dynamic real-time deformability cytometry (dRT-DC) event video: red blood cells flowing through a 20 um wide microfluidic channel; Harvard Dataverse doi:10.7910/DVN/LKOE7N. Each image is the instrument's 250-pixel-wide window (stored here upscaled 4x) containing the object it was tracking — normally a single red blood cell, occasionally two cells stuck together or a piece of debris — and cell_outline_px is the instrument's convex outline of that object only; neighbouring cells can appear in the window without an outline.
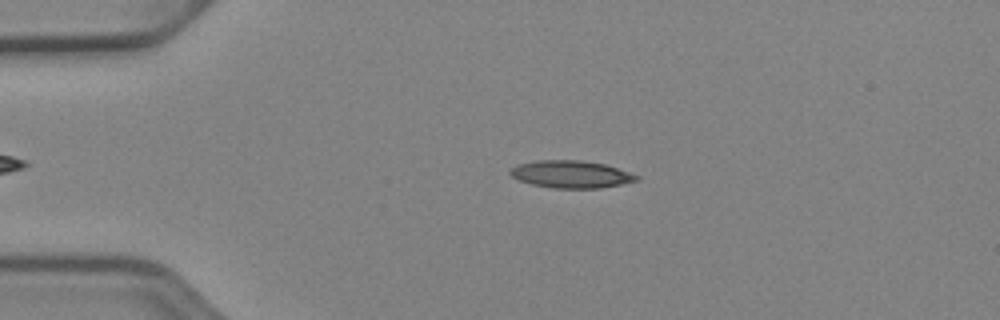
{"species": "Egyptian fruit bat (a non-hibernating species)", "species_latin": "Rousettus aegyptiacus", "temperature_condition": "cold", "stored_images_in_passage": 46, "camera_frame_rate_fps": 3000, "um_per_image_px": 0.085, "animal": {"sex": "female"}, "frame": {"image": 1, "passage_image": 12, "time_ms": 3.667, "image_size_px": [1000, 320], "cell_outline_px": [[640, 180], [600, 188], [552, 188], [532, 184], [520, 180], [512, 176], [508, 172], [516, 164], [536, 160], [580, 160], [604, 164], [640, 176]], "centroid_in_image_um": [48.52, 14.81], "position_along_channel_um": 36.5, "area_um2": 20.06}}
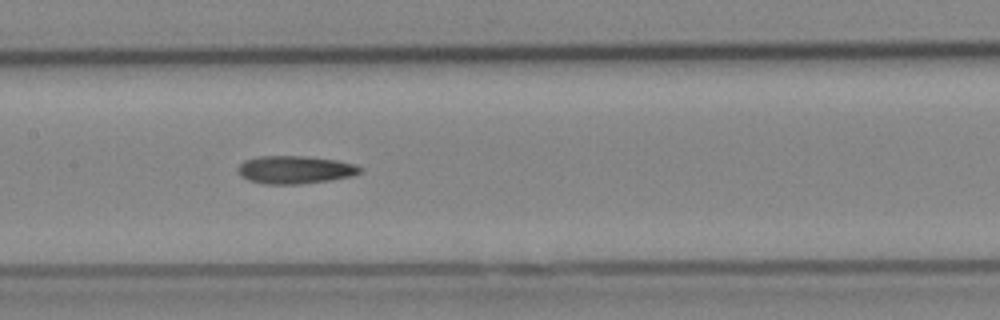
{"frame": {"image": 2, "passage_image": 26, "time_ms": 8.333, "image_size_px": [1000, 320], "cell_outline_px": [[364, 172], [352, 176], [328, 180], [296, 184], [264, 184], [248, 180], [240, 176], [240, 164], [244, 160], [260, 156], [304, 156], [336, 160], [356, 164], [364, 168]], "centroid_in_image_um": [25.13, 14.42], "position_along_channel_um": 182.3, "area_um2": 19.83}}
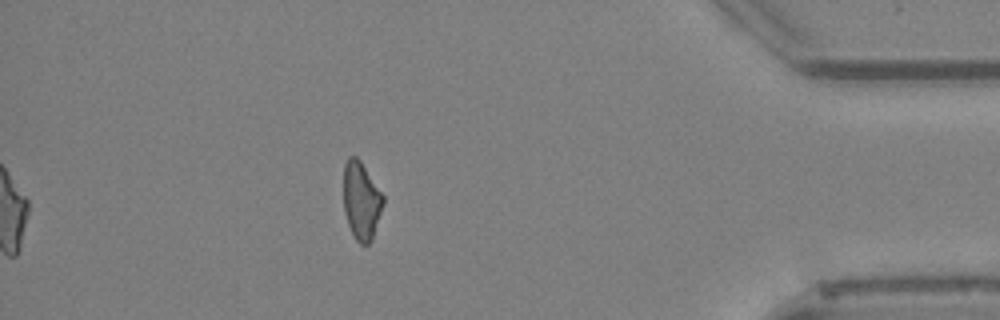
{"frame": {"image": 3, "passage_image": 46, "time_ms": 15.0, "image_size_px": [1000, 320], "cell_outline_px": [[384, 204], [372, 240], [368, 244], [360, 244], [356, 240], [348, 224], [344, 212], [344, 164], [348, 156], [356, 156], [360, 160], [384, 196]], "centroid_in_image_um": [30.71, 17.06], "position_along_channel_um": 404.5, "area_um2": 17.98}, "authors_computed_cell_mechanics": {"area_um2": 19.1896, "velocity_mm_per_s": 3.9705, "shape_relaxation_time_tau1_ms": null, "shape_relaxation_time_tau2_ms": 5.6474, "deformation_change_tau1": null, "deformation_change_tau2": 0.1642}}